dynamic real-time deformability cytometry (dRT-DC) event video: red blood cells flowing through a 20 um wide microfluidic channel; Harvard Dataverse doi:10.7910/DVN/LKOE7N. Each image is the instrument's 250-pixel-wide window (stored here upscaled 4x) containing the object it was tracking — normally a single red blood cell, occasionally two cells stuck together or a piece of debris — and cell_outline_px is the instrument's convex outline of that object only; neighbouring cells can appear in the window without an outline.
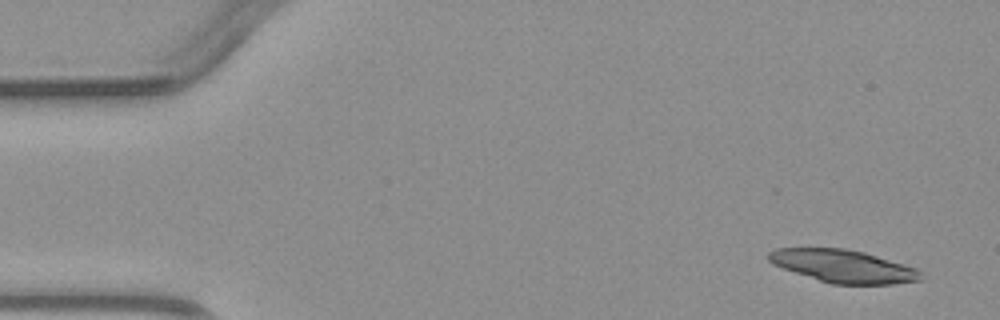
{"species": "common noctule bat (a hibernating species)", "species_latin": "Nyctalus noctula", "temperature_condition": "warm", "stored_images_in_passage": 3, "camera_frame_rate_fps": 3000, "um_per_image_px": 0.085, "animal": {"sex": "male", "body_mass_g": 23.1, "forearm_length_mm": 52.7}, "frame": {"image": 1, "passage_image": 3, "time_ms": 2.667, "image_size_px": [1000, 320], "cell_outline_px": [[920, 280], [892, 284], [832, 284], [772, 264], [768, 260], [768, 252], [776, 248], [844, 248], [864, 252], [904, 264], [916, 268], [920, 272]], "centroid_in_image_um": [71.66, 22.61], "position_along_channel_um": 13.3, "area_um2": 28.67}}